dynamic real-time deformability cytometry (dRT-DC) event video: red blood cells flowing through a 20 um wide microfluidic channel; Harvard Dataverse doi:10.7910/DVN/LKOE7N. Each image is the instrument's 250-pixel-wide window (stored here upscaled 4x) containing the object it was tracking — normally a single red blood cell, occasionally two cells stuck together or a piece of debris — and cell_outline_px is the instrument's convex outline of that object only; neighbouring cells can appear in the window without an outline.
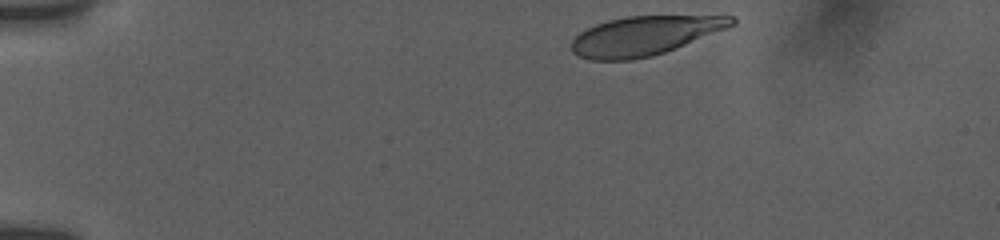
{"species": "human", "species_latin": "Homo sapiens", "temperature_condition": "room temperature", "stored_images_in_passage": 3, "camera_frame_rate_fps": 3000, "um_per_image_px": 0.085, "donor": {"sex": "female"}, "frame": {"image": 1, "passage_image": 1, "time_ms": 0.0, "image_size_px": [1000, 240], "cell_outline_px": [[736, 24], [728, 28], [676, 48], [652, 56], [632, 60], [588, 60], [572, 52], [572, 40], [580, 32], [596, 24], [608, 20], [628, 16], [732, 16], [736, 20]], "centroid_in_image_um": [54.79, 3.04], "position_along_channel_um": 30.2, "area_um2": 36.36}}